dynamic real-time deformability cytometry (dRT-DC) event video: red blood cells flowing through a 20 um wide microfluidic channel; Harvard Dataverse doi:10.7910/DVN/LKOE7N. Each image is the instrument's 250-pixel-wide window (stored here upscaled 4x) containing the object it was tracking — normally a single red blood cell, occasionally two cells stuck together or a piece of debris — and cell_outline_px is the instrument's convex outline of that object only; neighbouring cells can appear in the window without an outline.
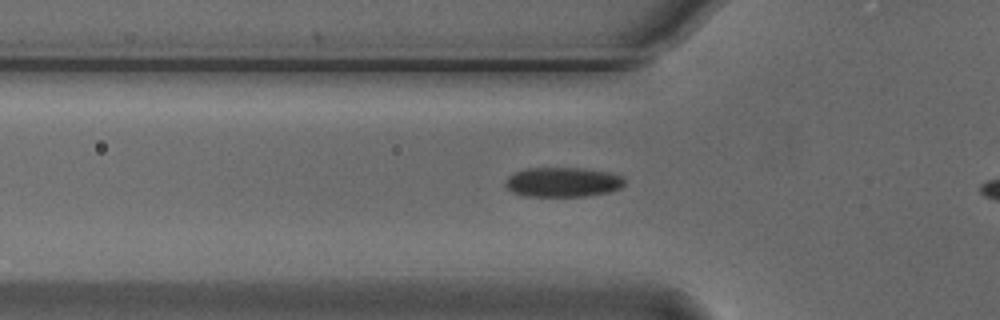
{"species": "Egyptian fruit bat (a non-hibernating species)", "species_latin": "Rousettus aegyptiacus", "temperature_condition": "cold", "stored_images_in_passage": 35, "camera_frame_rate_fps": 3000, "um_per_image_px": 0.085, "animal": {"sex": "male"}, "frame": {"image": 1, "passage_image": 8, "time_ms": 2.333, "image_size_px": [1000, 320], "cell_outline_px": [[624, 184], [620, 188], [608, 192], [584, 196], [524, 196], [512, 192], [504, 184], [504, 180], [508, 176], [516, 172], [528, 168], [584, 168], [608, 172], [624, 176]], "centroid_in_image_um": [47.83, 15.47], "position_along_channel_um": 78.0, "area_um2": 20.63}}
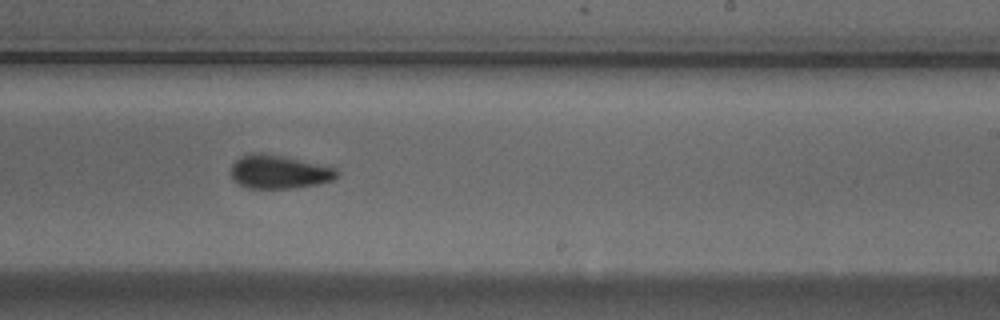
{"frame": {"image": 2, "passage_image": 23, "time_ms": 7.333, "image_size_px": [1000, 320], "cell_outline_px": [[340, 172], [332, 180], [316, 184], [292, 188], [248, 188], [232, 180], [232, 164], [240, 156], [252, 152], [260, 152], [284, 156], [336, 168]], "centroid_in_image_um": [23.69, 14.59], "position_along_channel_um": 265.3, "area_um2": 20.63}}
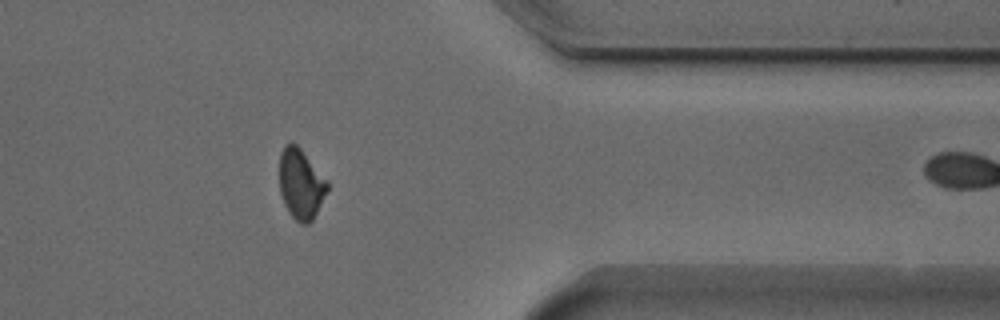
{"frame": {"image": 3, "passage_image": 34, "time_ms": 11.0, "image_size_px": [1000, 320], "cell_outline_px": [[328, 188], [312, 220], [308, 224], [300, 224], [292, 216], [284, 204], [280, 192], [280, 152], [288, 144], [296, 144], [300, 148], [328, 184]], "centroid_in_image_um": [25.54, 15.67], "position_along_channel_um": 385.9, "area_um2": 18.84}}